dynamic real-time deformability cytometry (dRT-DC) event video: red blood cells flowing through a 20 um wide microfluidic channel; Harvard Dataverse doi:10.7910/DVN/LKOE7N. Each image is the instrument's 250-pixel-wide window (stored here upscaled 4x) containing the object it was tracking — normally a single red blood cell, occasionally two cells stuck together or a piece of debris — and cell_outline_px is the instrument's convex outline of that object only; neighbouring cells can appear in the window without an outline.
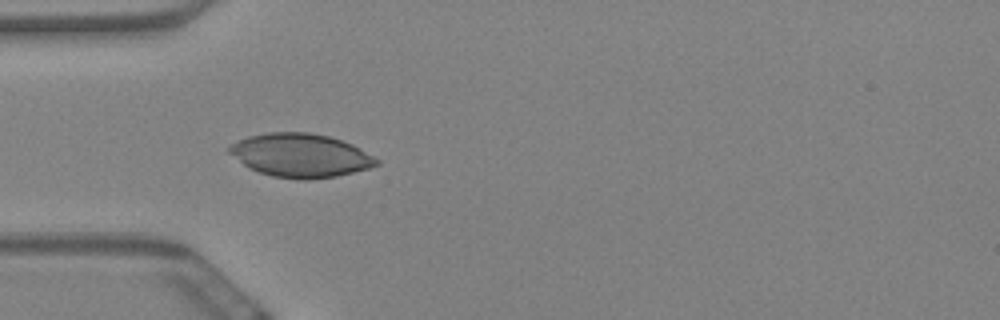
{"species": "Egyptian fruit bat (a non-hibernating species)", "species_latin": "Rousettus aegyptiacus", "temperature_condition": "warm", "stored_images_in_passage": 42, "camera_frame_rate_fps": 3000, "um_per_image_px": 0.085, "animal": {"sex": "female"}, "frame": {"image": 1, "passage_image": 1, "time_ms": 0.0, "image_size_px": [1000, 320], "cell_outline_px": [[380, 164], [368, 168], [336, 176], [308, 180], [300, 180], [272, 176], [248, 168], [228, 152], [228, 148], [232, 144], [248, 136], [268, 132], [308, 132], [328, 136], [352, 144], [360, 148], [380, 160]], "centroid_in_image_um": [25.55, 13.21], "position_along_channel_um": 59.5, "area_um2": 37.28}}
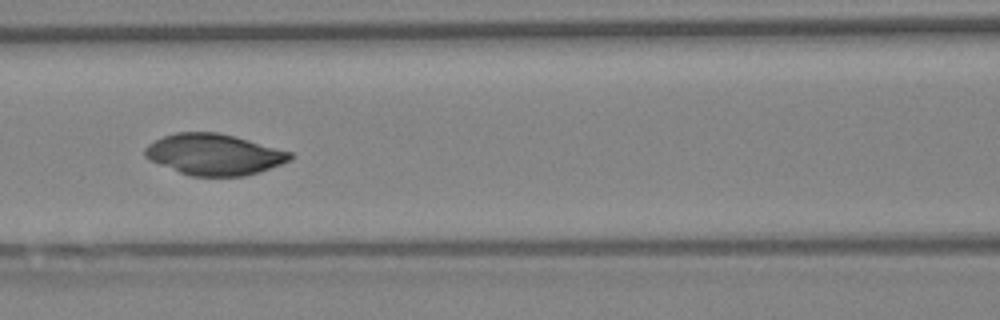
{"frame": {"image": 2, "passage_image": 9, "time_ms": 2.667, "image_size_px": [1000, 320], "cell_outline_px": [[292, 160], [260, 172], [244, 176], [192, 176], [180, 172], [148, 160], [144, 156], [144, 148], [148, 144], [164, 136], [176, 132], [216, 132], [248, 140], [292, 152]], "centroid_in_image_um": [18.18, 13.13], "position_along_channel_um": 148.4, "area_um2": 34.62}}
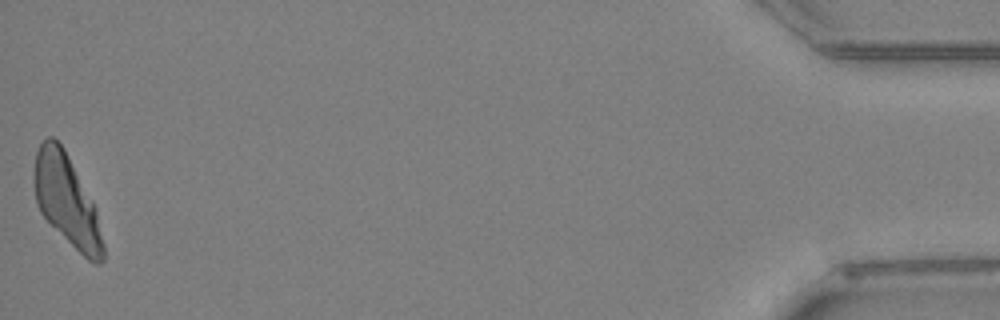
{"frame": {"image": 3, "passage_image": 42, "time_ms": 13.667, "image_size_px": [1000, 320], "cell_outline_px": [[104, 260], [100, 264], [92, 264], [40, 212], [36, 204], [36, 152], [40, 144], [48, 136], [52, 136], [64, 148], [96, 208], [104, 244]], "centroid_in_image_um": [5.72, 17.06], "position_along_channel_um": 429.5, "area_um2": 35.43}}